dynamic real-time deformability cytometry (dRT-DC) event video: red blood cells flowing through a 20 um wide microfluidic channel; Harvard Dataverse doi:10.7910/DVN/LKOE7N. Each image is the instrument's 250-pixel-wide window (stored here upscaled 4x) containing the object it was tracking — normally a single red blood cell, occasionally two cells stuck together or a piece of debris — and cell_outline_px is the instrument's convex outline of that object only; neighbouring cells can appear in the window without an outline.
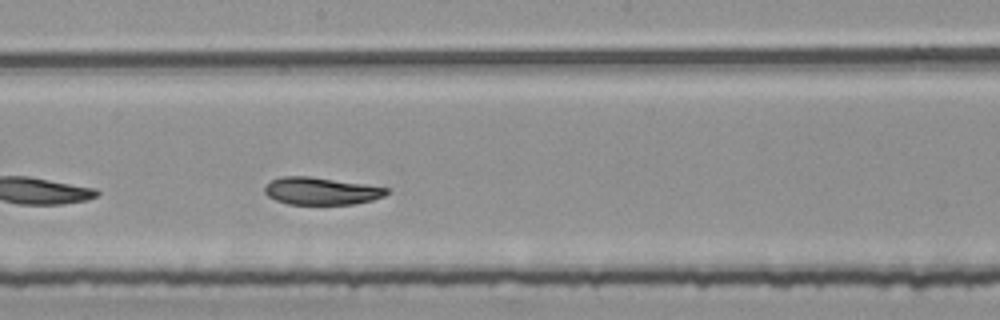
{"species": "common noctule bat (a hibernating species)", "species_latin": "Nyctalus noctula", "temperature_condition": "room temperature", "stored_images_in_passage": 23, "camera_frame_rate_fps": 3000, "um_per_image_px": 0.085, "animal": {"sex": "female", "body_mass_g": 25.1}, "frame": {"image": 1, "passage_image": 14, "time_ms": 4.333, "image_size_px": [1000, 320], "cell_outline_px": [[392, 192], [384, 196], [372, 200], [352, 204], [288, 204], [276, 200], [268, 196], [264, 192], [264, 184], [280, 176], [308, 176], [364, 184], [388, 188]], "centroid_in_image_um": [27.28, 16.23], "position_along_channel_um": 220.9, "area_um2": 19.48}}